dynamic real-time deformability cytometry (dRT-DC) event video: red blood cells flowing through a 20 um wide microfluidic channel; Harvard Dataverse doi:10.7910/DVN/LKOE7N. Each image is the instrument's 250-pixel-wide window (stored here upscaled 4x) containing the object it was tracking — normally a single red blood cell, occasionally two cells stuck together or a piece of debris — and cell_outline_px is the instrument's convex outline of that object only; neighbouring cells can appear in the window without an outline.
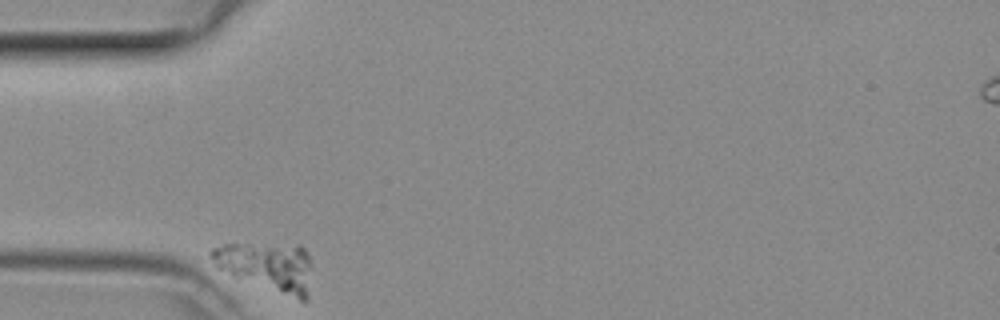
{"species": "common noctule bat (a hibernating species)", "species_latin": "Nyctalus noctula", "temperature_condition": "room temperature", "stored_images_in_passage": 32, "camera_frame_rate_fps": 3000, "um_per_image_px": 0.085, "animal": {"sex": "female", "body_mass_g": 29.2, "forearm_length_mm": 56.3}, "frame": {"image": 1, "passage_image": 1, "time_ms": 0.0, "image_size_px": [1000, 320], "cell_outline_px": [[312, 264], [308, 300], [304, 304], [236, 280], [216, 268], [208, 256], [208, 252], [212, 248], [224, 244], [300, 244], [304, 248]], "centroid_in_image_um": [22.71, 22.73], "position_along_channel_um": 62.3, "area_um2": 30.63}}
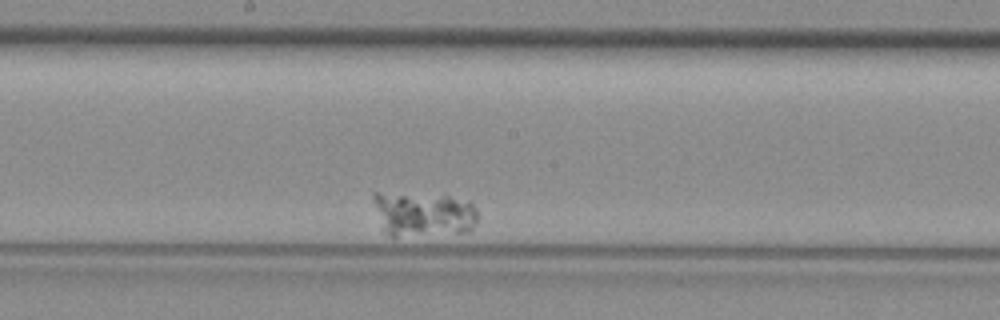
{"frame": {"image": 2, "passage_image": 16, "time_ms": 5.0, "image_size_px": [1000, 320], "cell_outline_px": [[476, 220], [468, 232], [396, 236], [388, 236], [380, 228], [372, 196], [372, 192], [380, 192], [448, 196], [468, 200], [476, 208]], "centroid_in_image_um": [35.92, 18.19], "position_along_channel_um": 212.3, "area_um2": 27.28}}
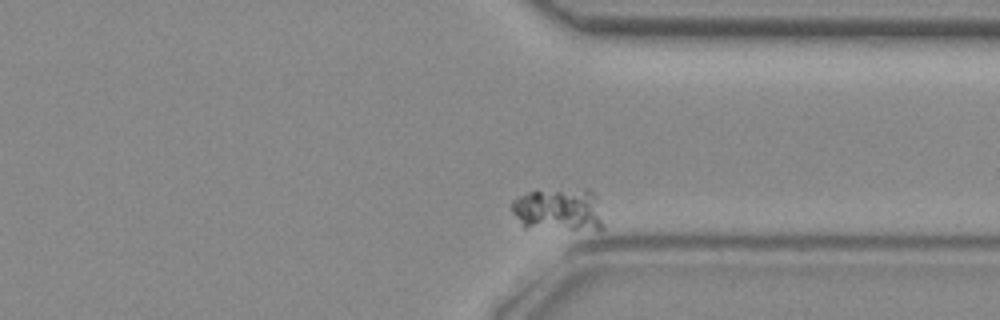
{"frame": {"image": 3, "passage_image": 30, "time_ms": 9.667, "image_size_px": [1000, 320], "cell_outline_px": [[604, 228], [600, 232], [524, 228], [512, 212], [512, 200], [528, 192], [584, 188], [588, 188], [596, 196]], "centroid_in_image_um": [47.53, 17.88], "position_along_channel_um": 363.9, "area_um2": 23.7}}